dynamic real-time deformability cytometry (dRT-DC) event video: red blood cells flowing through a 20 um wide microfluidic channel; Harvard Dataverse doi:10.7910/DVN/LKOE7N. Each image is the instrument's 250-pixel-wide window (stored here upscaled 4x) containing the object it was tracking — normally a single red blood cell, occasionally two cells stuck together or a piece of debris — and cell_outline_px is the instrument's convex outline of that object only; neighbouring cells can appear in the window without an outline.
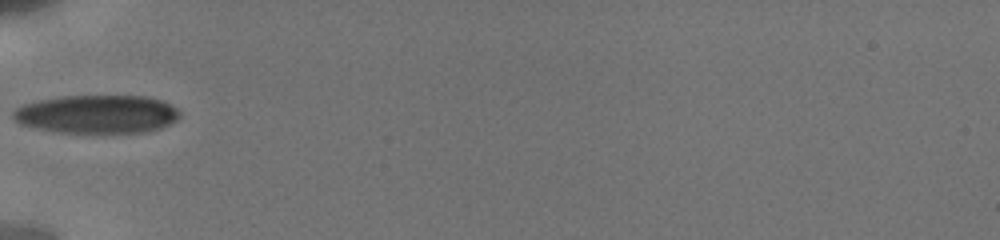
{"species": "human", "species_latin": "Homo sapiens", "temperature_condition": "cold", "stored_images_in_passage": 4, "camera_frame_rate_fps": 3000, "um_per_image_px": 0.085, "donor": {"sex": "male"}, "frame": {"image": 1, "passage_image": 1, "time_ms": 0.0, "image_size_px": [1000, 240], "cell_outline_px": [[180, 116], [176, 120], [160, 128], [148, 132], [60, 132], [20, 124], [12, 116], [12, 112], [20, 104], [36, 100], [60, 96], [148, 96], [164, 100], [176, 108], [180, 112]], "centroid_in_image_um": [8.25, 9.68], "position_along_channel_um": 76.8, "area_um2": 37.28}}
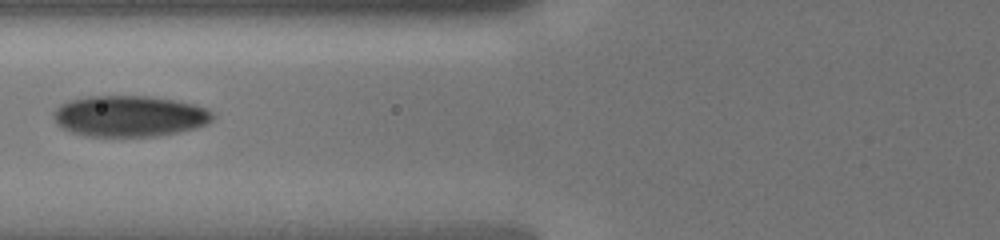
{"frame": {"image": 2, "passage_image": 2, "time_ms": 1.0, "image_size_px": [1000, 240], "cell_outline_px": [[216, 116], [208, 124], [196, 128], [156, 136], [88, 136], [72, 132], [56, 124], [52, 116], [52, 112], [60, 104], [68, 100], [88, 96], [148, 96], [172, 100], [192, 104], [208, 108]], "centroid_in_image_um": [10.99, 9.86], "position_along_channel_um": 114.8, "area_um2": 38.21}}
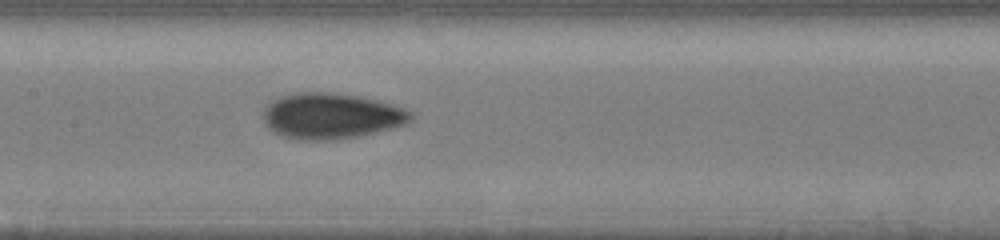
{"frame": {"image": 3, "passage_image": 4, "time_ms": 2.667, "image_size_px": [1000, 240], "cell_outline_px": [[412, 120], [404, 124], [392, 128], [376, 132], [356, 136], [332, 140], [300, 140], [280, 136], [272, 132], [268, 128], [264, 120], [264, 108], [272, 100], [280, 96], [296, 92], [332, 92], [360, 96], [392, 104], [404, 108], [412, 112]], "centroid_in_image_um": [28.12, 9.85], "position_along_channel_um": 179.3, "area_um2": 39.54}}